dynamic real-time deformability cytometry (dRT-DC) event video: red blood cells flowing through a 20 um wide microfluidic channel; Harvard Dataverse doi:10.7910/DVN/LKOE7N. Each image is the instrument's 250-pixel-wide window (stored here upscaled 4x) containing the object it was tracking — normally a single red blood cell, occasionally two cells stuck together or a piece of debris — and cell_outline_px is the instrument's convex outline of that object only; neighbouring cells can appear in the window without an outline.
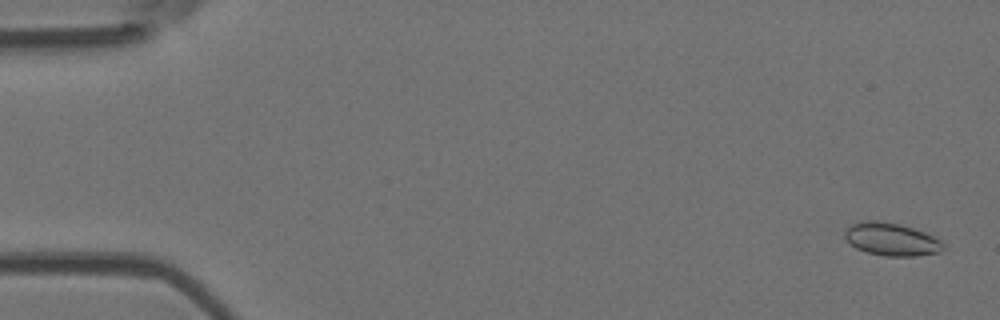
{"species": "Egyptian fruit bat (a non-hibernating species)", "species_latin": "Rousettus aegyptiacus", "temperature_condition": "room temperature", "stored_images_in_passage": 53, "camera_frame_rate_fps": 3000, "um_per_image_px": 0.085, "animal": {"sex": "female"}, "frame": {"image": 1, "passage_image": 2, "time_ms": 0.333, "image_size_px": [1000, 320], "cell_outline_px": [[944, 248], [940, 252], [916, 256], [884, 256], [868, 252], [856, 248], [844, 236], [844, 232], [852, 224], [860, 220], [876, 220], [900, 224], [924, 232], [940, 240], [944, 244]], "centroid_in_image_um": [75.77, 20.33], "position_along_channel_um": 9.2, "area_um2": 18.73}}
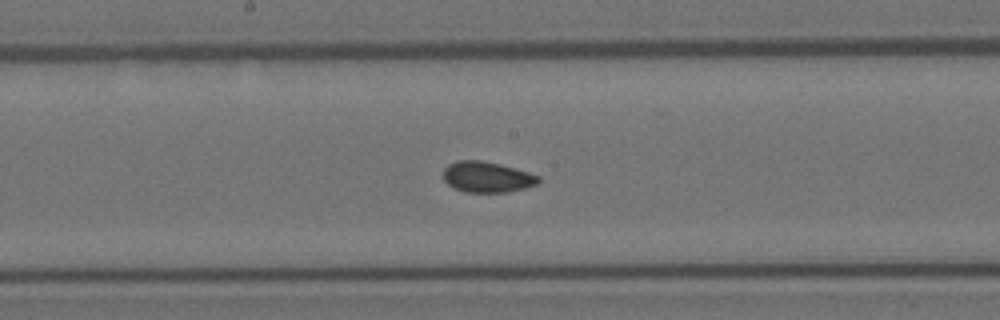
{"frame": {"image": 2, "passage_image": 28, "time_ms": 9.0, "image_size_px": [1000, 320], "cell_outline_px": [[540, 184], [508, 192], [464, 192], [448, 184], [444, 180], [444, 168], [448, 164], [456, 160], [480, 160], [500, 164], [528, 172], [540, 176]], "centroid_in_image_um": [41.41, 15.04], "position_along_channel_um": 206.8, "area_um2": 17.11}}
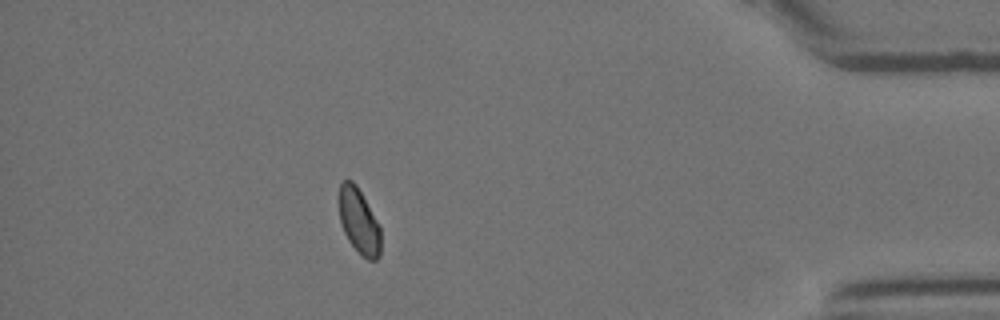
{"frame": {"image": 3, "passage_image": 47, "time_ms": 15.333, "image_size_px": [1000, 320], "cell_outline_px": [[380, 256], [376, 260], [368, 260], [348, 240], [344, 232], [340, 220], [336, 200], [340, 184], [344, 180], [352, 180], [356, 184], [376, 220], [380, 228]], "centroid_in_image_um": [30.46, 18.75], "position_along_channel_um": 404.7, "area_um2": 15.9}, "authors_computed_cell_mechanics": {"area_um2": 17.2822, "velocity_mm_per_s": 3.8584, "shape_relaxation_time_tau1_ms": null, "shape_relaxation_time_tau2_ms": 1.6256, "deformation_change_tau1": null, "deformation_change_tau2": 0.0429}}